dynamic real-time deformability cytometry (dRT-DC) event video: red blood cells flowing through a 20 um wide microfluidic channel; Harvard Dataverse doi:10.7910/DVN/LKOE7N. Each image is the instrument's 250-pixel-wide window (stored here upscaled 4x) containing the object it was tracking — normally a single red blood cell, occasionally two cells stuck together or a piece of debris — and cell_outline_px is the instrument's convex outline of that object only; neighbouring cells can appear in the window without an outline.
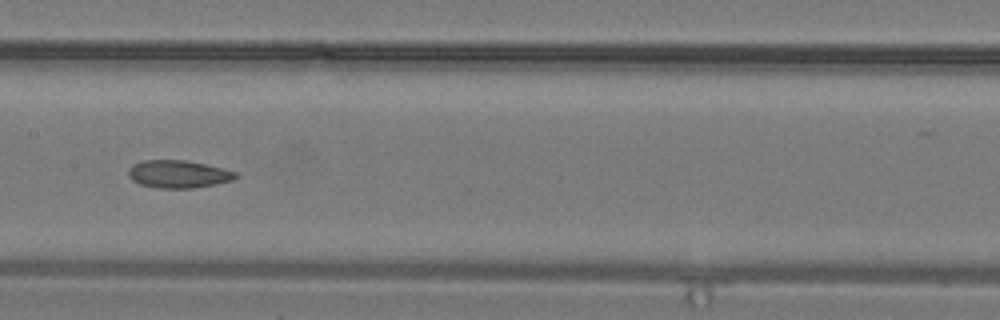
{"species": "common noctule bat (a hibernating species)", "species_latin": "Nyctalus noctula", "temperature_condition": "warm", "stored_images_in_passage": 24, "camera_frame_rate_fps": 3000, "um_per_image_px": 0.085, "animal": {"sex": "male", "body_mass_g": 19.2, "forearm_length_mm": 51.8}, "frame": {"image": 1, "passage_image": 8, "time_ms": 2.333, "image_size_px": [1000, 320], "cell_outline_px": [[240, 176], [232, 180], [216, 184], [192, 188], [160, 188], [140, 184], [132, 180], [128, 176], [128, 168], [132, 164], [144, 160], [188, 160], [236, 172]], "centroid_in_image_um": [15.13, 14.79], "position_along_channel_um": 192.3, "area_um2": 17.28}}
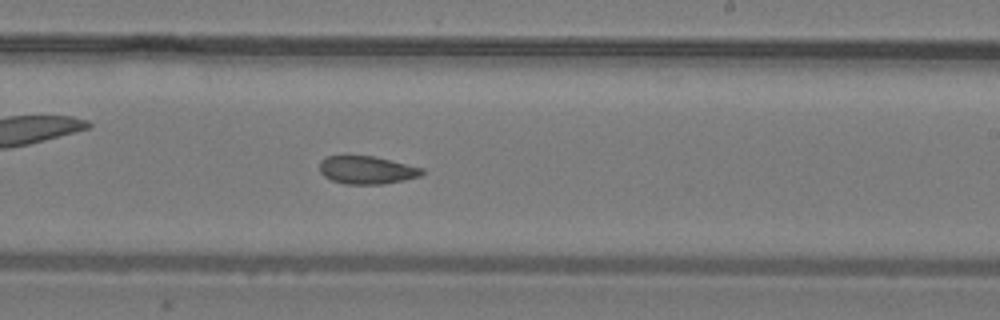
{"frame": {"image": 2, "passage_image": 11, "time_ms": 3.333, "image_size_px": [1000, 320], "cell_outline_px": [[424, 172], [420, 176], [404, 180], [384, 184], [344, 184], [332, 180], [324, 176], [320, 172], [320, 160], [324, 156], [372, 156], [424, 168]], "centroid_in_image_um": [31.16, 14.45], "position_along_channel_um": 257.8, "area_um2": 16.65}}
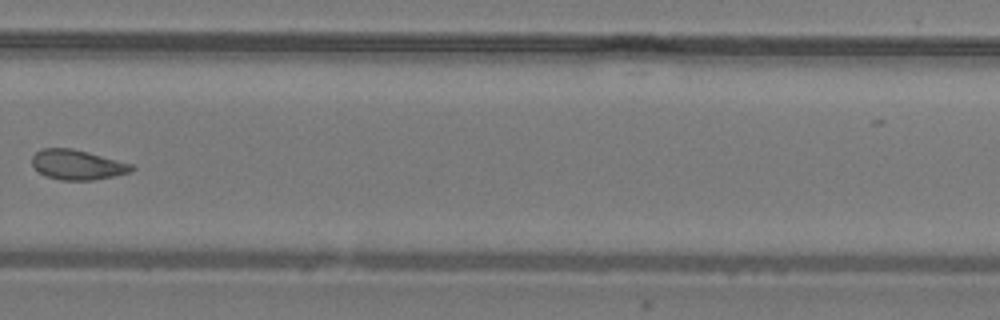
{"frame": {"image": 3, "passage_image": 14, "time_ms": 4.333, "image_size_px": [1000, 320], "cell_outline_px": [[136, 168], [132, 172], [92, 180], [60, 180], [48, 176], [40, 172], [32, 164], [32, 156], [40, 148], [72, 148], [88, 152], [132, 164]], "centroid_in_image_um": [6.59, 13.99], "position_along_channel_um": 323.2, "area_um2": 17.22}}